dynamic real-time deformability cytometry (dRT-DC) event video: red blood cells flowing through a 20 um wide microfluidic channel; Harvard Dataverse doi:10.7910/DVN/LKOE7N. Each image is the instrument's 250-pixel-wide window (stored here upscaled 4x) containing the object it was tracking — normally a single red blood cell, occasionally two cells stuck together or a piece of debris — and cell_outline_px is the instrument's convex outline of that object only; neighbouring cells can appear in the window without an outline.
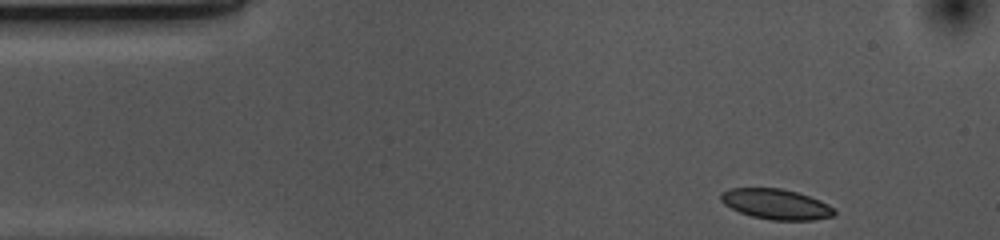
{"species": "common noctule bat (a hibernating species)", "species_latin": "Nyctalus noctula", "temperature_condition": "cold", "stored_images_in_passage": 38, "camera_frame_rate_fps": 3000, "um_per_image_px": 0.085, "animal": {"sex": "female", "body_mass_g": 10.0, "forearm_length_mm": 53.1}, "frame": {"image": 1, "passage_image": 1, "time_ms": 0.0, "image_size_px": [1000, 240], "cell_outline_px": [[836, 212], [832, 216], [812, 220], [772, 220], [752, 216], [740, 212], [724, 204], [720, 200], [720, 196], [728, 188], [780, 188], [796, 192], [820, 200], [828, 204]], "centroid_in_image_um": [65.95, 17.35], "position_along_channel_um": 19.0, "area_um2": 19.83}}
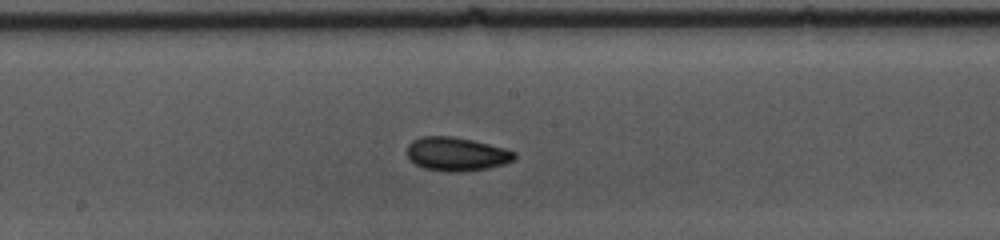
{"frame": {"image": 2, "passage_image": 22, "time_ms": 7.0, "image_size_px": [1000, 240], "cell_outline_px": [[516, 156], [512, 160], [504, 164], [488, 168], [460, 172], [448, 172], [424, 168], [416, 164], [408, 156], [408, 144], [412, 140], [420, 136], [452, 136], [472, 140], [504, 148], [516, 152]], "centroid_in_image_um": [38.8, 13.09], "position_along_channel_um": 209.4, "area_um2": 20.98}}
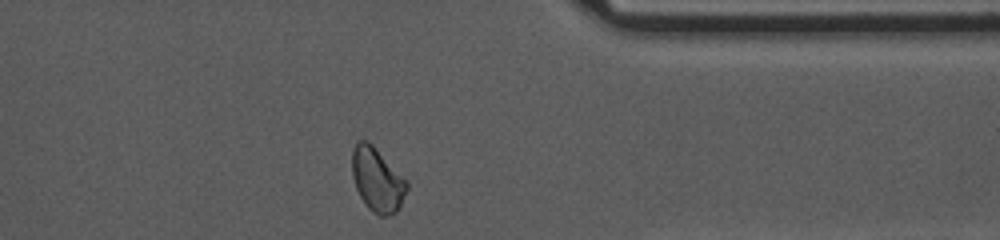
{"frame": {"image": 3, "passage_image": 37, "time_ms": 12.0, "image_size_px": [1000, 240], "cell_outline_px": [[408, 188], [396, 212], [388, 216], [380, 216], [372, 212], [364, 204], [356, 188], [352, 176], [352, 148], [356, 140], [368, 140], [408, 180]], "centroid_in_image_um": [32.05, 15.26], "position_along_channel_um": 379.3, "area_um2": 20.63}, "authors_computed_cell_mechanics": {"area_um2": 20.4034, "velocity_mm_per_s": 3.6691, "shape_relaxation_time_tau1_ms": 2.7229, "shape_relaxation_time_tau2_ms": 3.605, "deformation_change_tau1": 0.0842, "deformation_change_tau2": 0.0517}}